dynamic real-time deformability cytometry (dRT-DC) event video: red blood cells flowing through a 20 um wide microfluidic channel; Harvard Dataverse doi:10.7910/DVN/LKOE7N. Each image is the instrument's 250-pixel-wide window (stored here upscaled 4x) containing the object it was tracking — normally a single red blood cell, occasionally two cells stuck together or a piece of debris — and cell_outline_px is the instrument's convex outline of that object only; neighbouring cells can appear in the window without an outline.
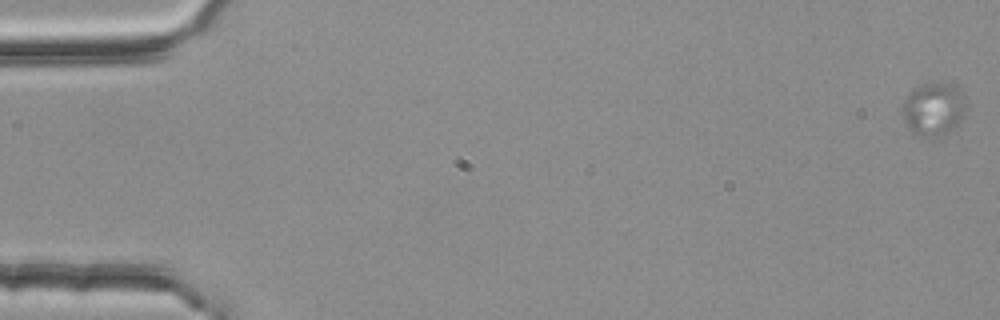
{"species": "common noctule bat (a hibernating species)", "species_latin": "Nyctalus noctula", "temperature_condition": "room temperature", "stored_images_in_passage": 18, "segment_of_instrument_passage": [1, 2], "camera_frame_rate_fps": 3000, "um_per_image_px": 0.085, "animal": {"sex": "female", "body_mass_g": 25.1}, "frame": {"image": 1, "passage_image": 1, "time_ms": 0.0, "image_size_px": [1000, 320], "cell_outline_px": [[964, 112], [960, 120], [952, 128], [936, 136], [912, 132], [904, 116], [904, 100], [912, 88], [920, 84], [948, 84], [960, 92], [964, 96]], "centroid_in_image_um": [79.33, 9.23], "position_along_channel_um": 5.7, "area_um2": 18.44}}